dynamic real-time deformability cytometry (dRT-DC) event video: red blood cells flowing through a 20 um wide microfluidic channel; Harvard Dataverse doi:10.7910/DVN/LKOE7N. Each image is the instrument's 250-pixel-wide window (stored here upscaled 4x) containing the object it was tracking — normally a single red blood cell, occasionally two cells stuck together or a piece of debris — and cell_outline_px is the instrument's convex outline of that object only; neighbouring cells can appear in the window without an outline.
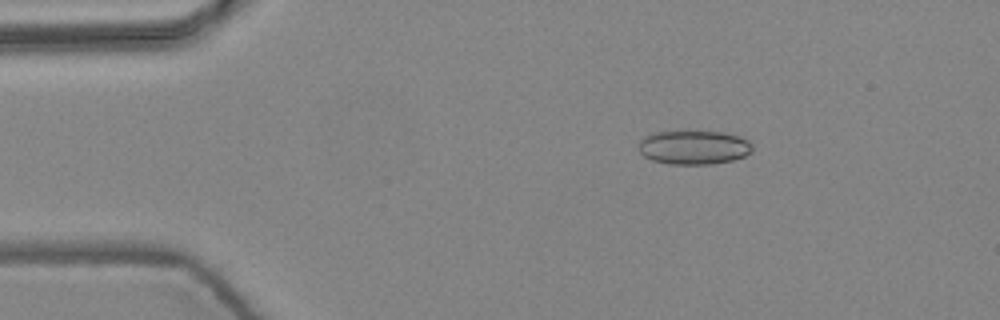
{"species": "common noctule bat (a hibernating species)", "species_latin": "Nyctalus noctula", "temperature_condition": "warm", "stored_images_in_passage": 4, "camera_frame_rate_fps": 3000, "um_per_image_px": 0.085, "animal": {"sex": "female", "body_mass_g": 24.6, "forearm_length_mm": 56.2}, "frame": {"image": 1, "passage_image": 2, "time_ms": 0.333, "image_size_px": [1000, 320], "cell_outline_px": [[752, 152], [744, 156], [732, 160], [708, 164], [668, 164], [652, 160], [644, 156], [640, 152], [640, 140], [644, 136], [652, 132], [724, 132], [740, 136], [748, 140], [752, 144]], "centroid_in_image_um": [58.98, 12.53], "position_along_channel_um": 26.0, "area_um2": 22.43}}